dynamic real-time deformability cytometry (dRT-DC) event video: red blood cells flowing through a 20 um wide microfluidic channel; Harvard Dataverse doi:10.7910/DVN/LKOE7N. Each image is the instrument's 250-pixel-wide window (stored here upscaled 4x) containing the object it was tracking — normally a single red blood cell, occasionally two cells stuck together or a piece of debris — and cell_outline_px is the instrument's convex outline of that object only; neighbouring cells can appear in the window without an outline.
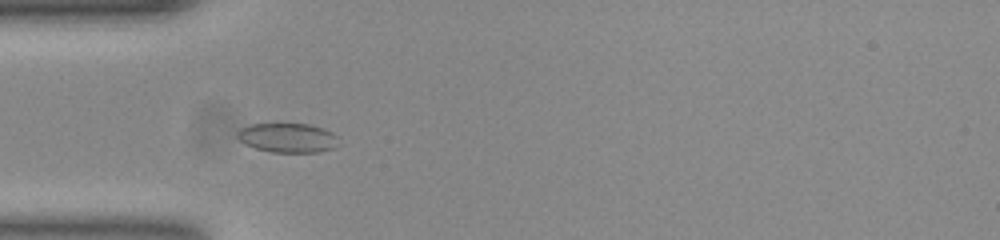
{"species": "common noctule bat (a hibernating species)", "species_latin": "Nyctalus noctula", "temperature_condition": "room temperature", "stored_images_in_passage": 38, "camera_frame_rate_fps": 3000, "um_per_image_px": 0.085, "animal": {"sex": "female", "body_mass_g": 23.0, "forearm_length_mm": 53.4}, "frame": {"image": 1, "passage_image": 1, "time_ms": 0.0, "image_size_px": [1000, 240], "cell_outline_px": [[336, 136], [332, 148], [316, 152], [272, 152], [256, 148], [240, 140], [236, 136], [236, 132], [240, 128], [248, 124], [308, 124], [332, 132]], "centroid_in_image_um": [24.37, 11.7], "position_along_channel_um": 60.6, "area_um2": 16.88}}
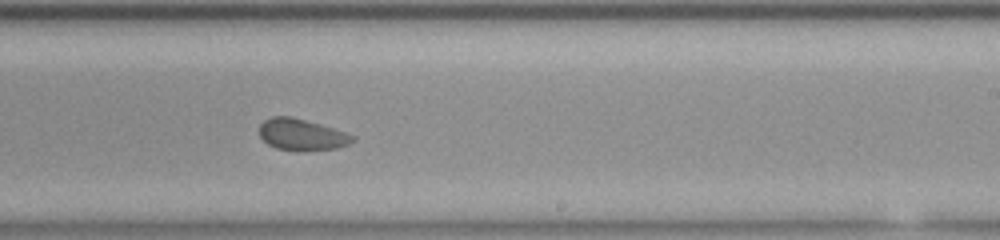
{"frame": {"image": 2, "passage_image": 17, "time_ms": 5.333, "image_size_px": [1000, 240], "cell_outline_px": [[356, 140], [348, 144], [336, 148], [276, 148], [268, 144], [260, 136], [260, 124], [264, 120], [272, 116], [292, 116], [320, 124], [356, 136]], "centroid_in_image_um": [25.64, 11.39], "position_along_channel_um": 263.4, "area_um2": 16.36}}
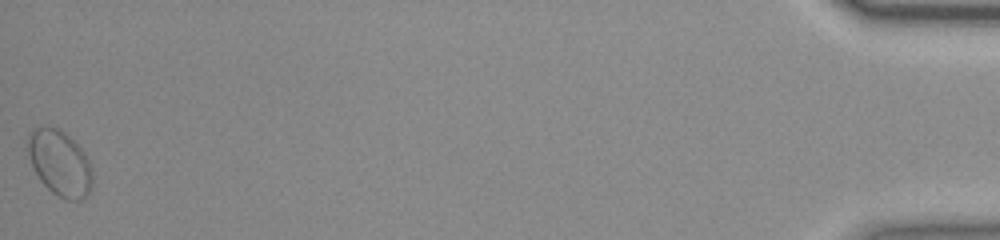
{"frame": {"image": 3, "passage_image": 38, "time_ms": 12.333, "image_size_px": [1000, 240], "cell_outline_px": [[92, 188], [80, 200], [68, 200], [52, 192], [40, 180], [32, 164], [28, 152], [28, 132], [36, 128], [60, 128], [84, 152], [92, 168]], "centroid_in_image_um": [5.09, 13.87], "position_along_channel_um": 430.1, "area_um2": 24.22}, "authors_computed_cell_mechanics": {"area_um2": 17.1377, "velocity_mm_per_s": 3.8368, "shape_relaxation_time_tau1_ms": null, "shape_relaxation_time_tau2_ms": 1.1851, "deformation_change_tau1": null, "deformation_change_tau2": 0.0562}}